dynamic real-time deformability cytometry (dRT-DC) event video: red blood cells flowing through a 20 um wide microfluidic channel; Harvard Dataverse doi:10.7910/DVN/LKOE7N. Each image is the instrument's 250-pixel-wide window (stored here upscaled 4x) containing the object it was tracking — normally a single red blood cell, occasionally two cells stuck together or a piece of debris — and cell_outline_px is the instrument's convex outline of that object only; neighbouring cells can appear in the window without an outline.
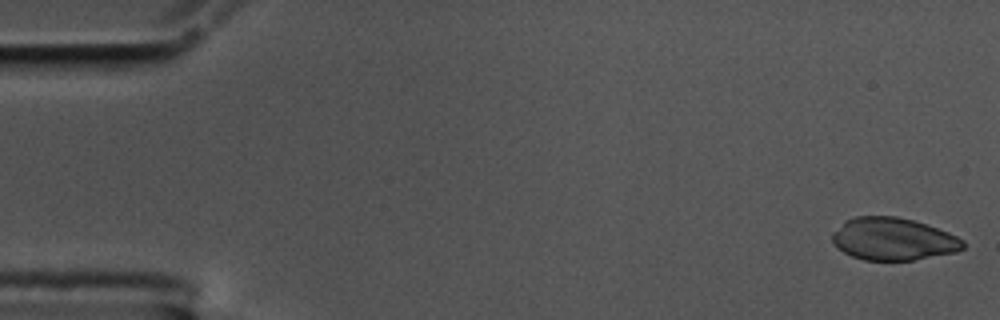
{"species": "common noctule bat (a hibernating species)", "species_latin": "Nyctalus noctula", "temperature_condition": "cold", "stored_images_in_passage": 8, "camera_frame_rate_fps": 3000, "um_per_image_px": 0.085, "animal": {"sex": "male", "body_mass_g": 17.5, "forearm_length_mm": 52.3}, "frame": {"image": 1, "passage_image": 1, "time_ms": 0.0, "image_size_px": [1000, 320], "cell_outline_px": [[964, 248], [956, 252], [912, 260], [864, 260], [852, 256], [844, 252], [832, 240], [832, 232], [844, 220], [856, 216], [896, 216], [912, 220], [948, 232], [964, 240]], "centroid_in_image_um": [75.91, 20.31], "position_along_channel_um": 9.1, "area_um2": 32.19}}